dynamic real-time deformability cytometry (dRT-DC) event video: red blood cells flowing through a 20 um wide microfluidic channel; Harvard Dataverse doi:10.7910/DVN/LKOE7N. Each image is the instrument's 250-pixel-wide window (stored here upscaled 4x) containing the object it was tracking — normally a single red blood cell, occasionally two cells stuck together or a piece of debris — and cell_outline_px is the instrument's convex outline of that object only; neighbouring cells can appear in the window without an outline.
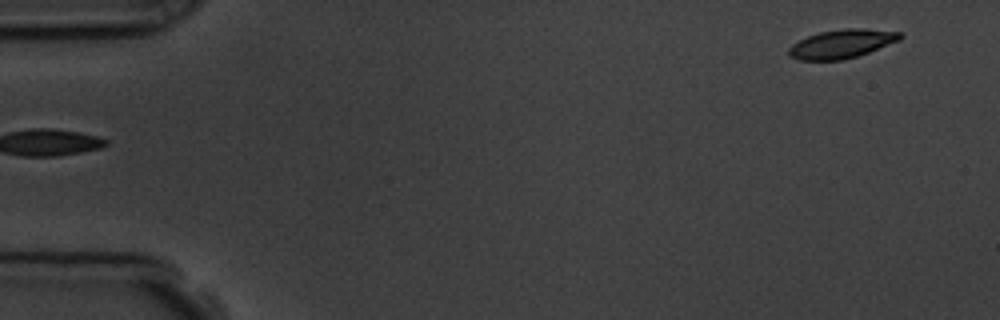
{"species": "common noctule bat (a hibernating species)", "species_latin": "Nyctalus noctula", "temperature_condition": "room temperature", "stored_images_in_passage": 5, "camera_frame_rate_fps": 3000, "um_per_image_px": 0.085, "animal": {"sex": "male", "body_mass_g": 19.5, "forearm_length_mm": 54.6}, "frame": {"image": 1, "passage_image": 5, "time_ms": 4.333, "image_size_px": [1000, 320], "cell_outline_px": [[904, 36], [900, 40], [868, 52], [856, 56], [840, 60], [800, 60], [792, 56], [788, 52], [788, 48], [792, 44], [808, 36], [820, 32], [844, 28], [860, 28], [900, 32]], "centroid_in_image_um": [71.56, 3.72], "position_along_channel_um": 13.4, "area_um2": 18.38}}